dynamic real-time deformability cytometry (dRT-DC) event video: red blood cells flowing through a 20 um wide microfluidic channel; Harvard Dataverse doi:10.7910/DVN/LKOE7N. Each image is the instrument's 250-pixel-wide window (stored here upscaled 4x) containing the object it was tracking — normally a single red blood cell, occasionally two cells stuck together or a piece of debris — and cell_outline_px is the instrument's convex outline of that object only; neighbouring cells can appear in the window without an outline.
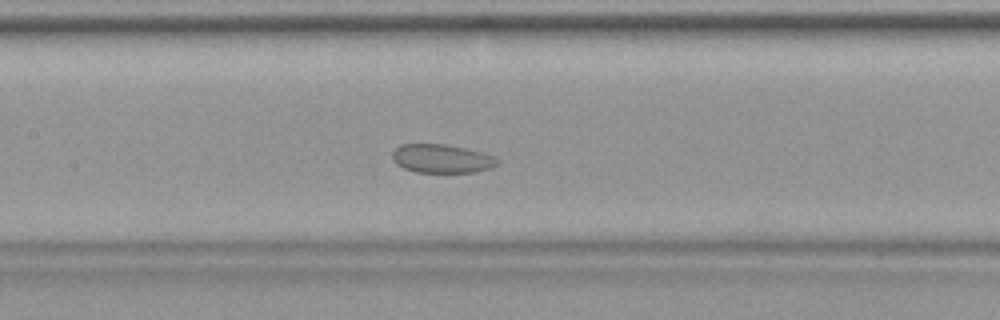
{"species": "common noctule bat (a hibernating species)", "species_latin": "Nyctalus noctula", "temperature_condition": "warm", "stored_images_in_passage": 42, "camera_frame_rate_fps": 3000, "um_per_image_px": 0.085, "animal": {"sex": "female", "body_mass_g": 19.9}, "frame": {"image": 1, "passage_image": 19, "time_ms": 6.0, "image_size_px": [1000, 320], "cell_outline_px": [[500, 164], [492, 168], [476, 172], [416, 172], [404, 168], [396, 164], [392, 160], [392, 152], [400, 144], [444, 144], [464, 148], [480, 152], [492, 156], [500, 160]], "centroid_in_image_um": [37.55, 13.49], "position_along_channel_um": 169.9, "area_um2": 17.57}}